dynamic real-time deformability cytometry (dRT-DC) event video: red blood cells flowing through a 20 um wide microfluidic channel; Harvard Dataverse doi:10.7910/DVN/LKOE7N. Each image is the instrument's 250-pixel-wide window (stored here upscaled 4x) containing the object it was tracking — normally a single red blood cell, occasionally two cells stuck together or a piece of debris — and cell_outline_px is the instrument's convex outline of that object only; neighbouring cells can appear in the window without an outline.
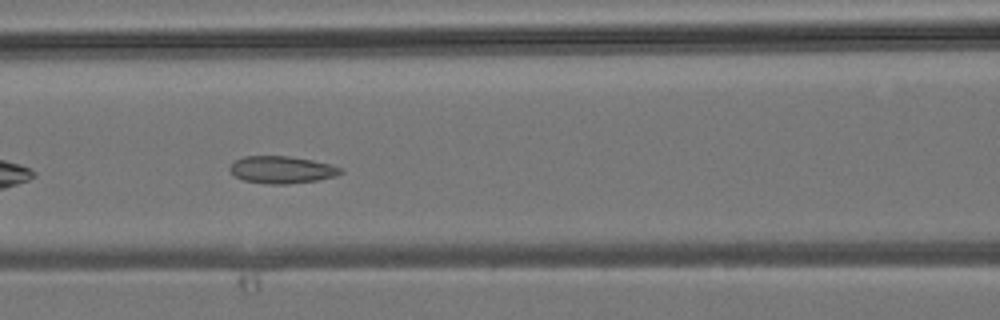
{"species": "common noctule bat (a hibernating species)", "species_latin": "Nyctalus noctula", "temperature_condition": "room temperature", "stored_images_in_passage": 25, "camera_frame_rate_fps": 3000, "um_per_image_px": 0.085, "animal": {"sex": "male", "body_mass_g": 19.2, "forearm_length_mm": 51.8}, "frame": {"image": 1, "passage_image": 6, "time_ms": 1.667, "image_size_px": [1000, 320], "cell_outline_px": [[344, 172], [336, 176], [316, 180], [288, 184], [268, 184], [244, 180], [236, 176], [228, 168], [236, 160], [244, 156], [288, 156], [312, 160], [332, 164], [340, 168]], "centroid_in_image_um": [23.97, 14.42], "position_along_channel_um": 142.6, "area_um2": 17.46}}
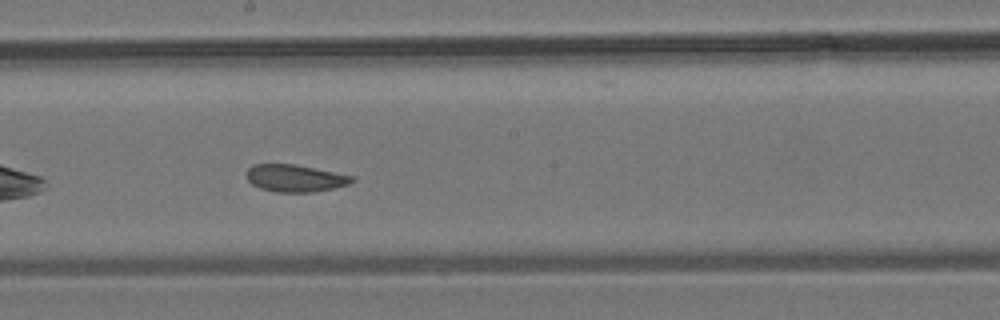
{"frame": {"image": 2, "passage_image": 11, "time_ms": 3.333, "image_size_px": [1000, 320], "cell_outline_px": [[356, 180], [348, 184], [332, 188], [312, 192], [276, 192], [260, 188], [252, 184], [248, 180], [248, 168], [252, 164], [296, 164], [352, 176]], "centroid_in_image_um": [25.07, 15.14], "position_along_channel_um": 223.1, "area_um2": 16.53}}
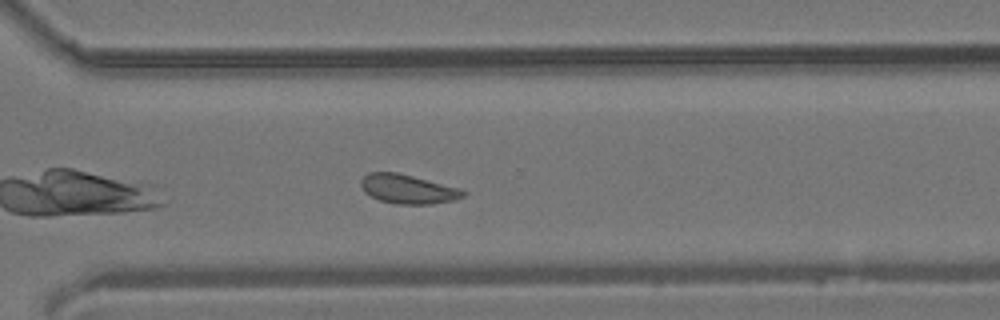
{"frame": {"image": 3, "passage_image": 18, "time_ms": 5.667, "image_size_px": [1000, 320], "cell_outline_px": [[468, 192], [464, 196], [456, 200], [432, 204], [396, 204], [380, 200], [364, 192], [360, 184], [360, 180], [368, 172], [396, 172], [460, 188]], "centroid_in_image_um": [34.68, 16.07], "position_along_channel_um": 335.9, "area_um2": 17.4}}